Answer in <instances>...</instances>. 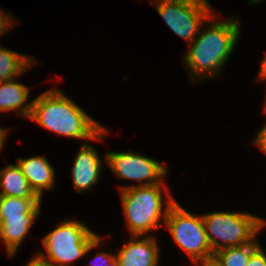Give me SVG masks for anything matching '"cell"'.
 Here are the masks:
<instances>
[{"mask_svg":"<svg viewBox=\"0 0 266 266\" xmlns=\"http://www.w3.org/2000/svg\"><path fill=\"white\" fill-rule=\"evenodd\" d=\"M28 93V87L15 82L14 79L0 82V111L18 110L20 108L21 114L29 118L32 103H25L28 99Z\"/></svg>","mask_w":266,"mask_h":266,"instance_id":"13","label":"cell"},{"mask_svg":"<svg viewBox=\"0 0 266 266\" xmlns=\"http://www.w3.org/2000/svg\"><path fill=\"white\" fill-rule=\"evenodd\" d=\"M26 266H46L43 262H41L37 257H33Z\"/></svg>","mask_w":266,"mask_h":266,"instance_id":"22","label":"cell"},{"mask_svg":"<svg viewBox=\"0 0 266 266\" xmlns=\"http://www.w3.org/2000/svg\"><path fill=\"white\" fill-rule=\"evenodd\" d=\"M31 120L67 137L101 140L105 128L59 90L51 89L32 102Z\"/></svg>","mask_w":266,"mask_h":266,"instance_id":"1","label":"cell"},{"mask_svg":"<svg viewBox=\"0 0 266 266\" xmlns=\"http://www.w3.org/2000/svg\"><path fill=\"white\" fill-rule=\"evenodd\" d=\"M36 217L0 218V237L4 240L8 256H13L28 233Z\"/></svg>","mask_w":266,"mask_h":266,"instance_id":"12","label":"cell"},{"mask_svg":"<svg viewBox=\"0 0 266 266\" xmlns=\"http://www.w3.org/2000/svg\"><path fill=\"white\" fill-rule=\"evenodd\" d=\"M19 168L27 178L30 188L41 199L43 189H51L54 183V168L42 156L18 159Z\"/></svg>","mask_w":266,"mask_h":266,"instance_id":"11","label":"cell"},{"mask_svg":"<svg viewBox=\"0 0 266 266\" xmlns=\"http://www.w3.org/2000/svg\"><path fill=\"white\" fill-rule=\"evenodd\" d=\"M29 57L0 47V82L13 80L33 64ZM31 63V64H30Z\"/></svg>","mask_w":266,"mask_h":266,"instance_id":"16","label":"cell"},{"mask_svg":"<svg viewBox=\"0 0 266 266\" xmlns=\"http://www.w3.org/2000/svg\"><path fill=\"white\" fill-rule=\"evenodd\" d=\"M260 74L261 76L259 80L266 78V56L264 57V60L262 61Z\"/></svg>","mask_w":266,"mask_h":266,"instance_id":"23","label":"cell"},{"mask_svg":"<svg viewBox=\"0 0 266 266\" xmlns=\"http://www.w3.org/2000/svg\"><path fill=\"white\" fill-rule=\"evenodd\" d=\"M1 196L39 198L30 188L27 178L19 166L9 164L0 170Z\"/></svg>","mask_w":266,"mask_h":266,"instance_id":"14","label":"cell"},{"mask_svg":"<svg viewBox=\"0 0 266 266\" xmlns=\"http://www.w3.org/2000/svg\"><path fill=\"white\" fill-rule=\"evenodd\" d=\"M94 260H97V262H99L100 264L96 262L97 264L93 263L92 266H119L118 260L115 255L112 256V254L106 252H101V254L98 253Z\"/></svg>","mask_w":266,"mask_h":266,"instance_id":"18","label":"cell"},{"mask_svg":"<svg viewBox=\"0 0 266 266\" xmlns=\"http://www.w3.org/2000/svg\"><path fill=\"white\" fill-rule=\"evenodd\" d=\"M202 217L213 253L227 247L258 243L255 240L257 231L266 224L264 220L248 213L214 212Z\"/></svg>","mask_w":266,"mask_h":266,"instance_id":"5","label":"cell"},{"mask_svg":"<svg viewBox=\"0 0 266 266\" xmlns=\"http://www.w3.org/2000/svg\"><path fill=\"white\" fill-rule=\"evenodd\" d=\"M248 266H266V254L260 246L250 255Z\"/></svg>","mask_w":266,"mask_h":266,"instance_id":"19","label":"cell"},{"mask_svg":"<svg viewBox=\"0 0 266 266\" xmlns=\"http://www.w3.org/2000/svg\"><path fill=\"white\" fill-rule=\"evenodd\" d=\"M185 56V63L192 74L215 75L225 64L239 36L238 21L212 22V26L202 31Z\"/></svg>","mask_w":266,"mask_h":266,"instance_id":"2","label":"cell"},{"mask_svg":"<svg viewBox=\"0 0 266 266\" xmlns=\"http://www.w3.org/2000/svg\"><path fill=\"white\" fill-rule=\"evenodd\" d=\"M101 165L102 163L94 147L83 144L72 168V178L75 189L78 192L88 189L94 183H97Z\"/></svg>","mask_w":266,"mask_h":266,"instance_id":"10","label":"cell"},{"mask_svg":"<svg viewBox=\"0 0 266 266\" xmlns=\"http://www.w3.org/2000/svg\"><path fill=\"white\" fill-rule=\"evenodd\" d=\"M5 136H6L5 130L0 128V150L3 148L4 139L6 138Z\"/></svg>","mask_w":266,"mask_h":266,"instance_id":"24","label":"cell"},{"mask_svg":"<svg viewBox=\"0 0 266 266\" xmlns=\"http://www.w3.org/2000/svg\"><path fill=\"white\" fill-rule=\"evenodd\" d=\"M105 157L117 177L140 182L148 180L147 183L143 182L140 186L161 184L160 177L167 173L165 167L159 162L140 154L110 152Z\"/></svg>","mask_w":266,"mask_h":266,"instance_id":"8","label":"cell"},{"mask_svg":"<svg viewBox=\"0 0 266 266\" xmlns=\"http://www.w3.org/2000/svg\"><path fill=\"white\" fill-rule=\"evenodd\" d=\"M7 17V18H6ZM0 12V36L7 30V28L11 25L9 21V17Z\"/></svg>","mask_w":266,"mask_h":266,"instance_id":"21","label":"cell"},{"mask_svg":"<svg viewBox=\"0 0 266 266\" xmlns=\"http://www.w3.org/2000/svg\"><path fill=\"white\" fill-rule=\"evenodd\" d=\"M257 1H260V0H250V1H248V2H250L251 4L252 3H256ZM262 1V0H261Z\"/></svg>","mask_w":266,"mask_h":266,"instance_id":"26","label":"cell"},{"mask_svg":"<svg viewBox=\"0 0 266 266\" xmlns=\"http://www.w3.org/2000/svg\"><path fill=\"white\" fill-rule=\"evenodd\" d=\"M255 145L259 146L266 153V125L259 132L257 138L255 139Z\"/></svg>","mask_w":266,"mask_h":266,"instance_id":"20","label":"cell"},{"mask_svg":"<svg viewBox=\"0 0 266 266\" xmlns=\"http://www.w3.org/2000/svg\"><path fill=\"white\" fill-rule=\"evenodd\" d=\"M43 244L48 258L42 253L35 257L46 266H69L72 261L99 246L100 238L84 224L64 221L44 237Z\"/></svg>","mask_w":266,"mask_h":266,"instance_id":"3","label":"cell"},{"mask_svg":"<svg viewBox=\"0 0 266 266\" xmlns=\"http://www.w3.org/2000/svg\"><path fill=\"white\" fill-rule=\"evenodd\" d=\"M138 237L132 236L136 241L125 244L115 256L119 266H158L159 248L155 238L152 236L141 240Z\"/></svg>","mask_w":266,"mask_h":266,"instance_id":"9","label":"cell"},{"mask_svg":"<svg viewBox=\"0 0 266 266\" xmlns=\"http://www.w3.org/2000/svg\"><path fill=\"white\" fill-rule=\"evenodd\" d=\"M161 184L149 186H121V199L128 227L133 236H143L159 227L161 216L166 218L170 205L175 201L169 196L166 212L162 213ZM163 214V215H162Z\"/></svg>","mask_w":266,"mask_h":266,"instance_id":"4","label":"cell"},{"mask_svg":"<svg viewBox=\"0 0 266 266\" xmlns=\"http://www.w3.org/2000/svg\"><path fill=\"white\" fill-rule=\"evenodd\" d=\"M250 243L238 247H227L214 253L213 260L219 266H248L250 255L259 247Z\"/></svg>","mask_w":266,"mask_h":266,"instance_id":"17","label":"cell"},{"mask_svg":"<svg viewBox=\"0 0 266 266\" xmlns=\"http://www.w3.org/2000/svg\"><path fill=\"white\" fill-rule=\"evenodd\" d=\"M175 243L189 254L194 262L211 260L210 247L202 216H194L174 201L164 219Z\"/></svg>","mask_w":266,"mask_h":266,"instance_id":"6","label":"cell"},{"mask_svg":"<svg viewBox=\"0 0 266 266\" xmlns=\"http://www.w3.org/2000/svg\"><path fill=\"white\" fill-rule=\"evenodd\" d=\"M40 198L1 196L0 218L37 217L40 213Z\"/></svg>","mask_w":266,"mask_h":266,"instance_id":"15","label":"cell"},{"mask_svg":"<svg viewBox=\"0 0 266 266\" xmlns=\"http://www.w3.org/2000/svg\"><path fill=\"white\" fill-rule=\"evenodd\" d=\"M156 4L169 28L190 44L199 33L200 25L212 18L208 0H159Z\"/></svg>","mask_w":266,"mask_h":266,"instance_id":"7","label":"cell"},{"mask_svg":"<svg viewBox=\"0 0 266 266\" xmlns=\"http://www.w3.org/2000/svg\"><path fill=\"white\" fill-rule=\"evenodd\" d=\"M202 266H219L213 259L202 261Z\"/></svg>","mask_w":266,"mask_h":266,"instance_id":"25","label":"cell"}]
</instances>
